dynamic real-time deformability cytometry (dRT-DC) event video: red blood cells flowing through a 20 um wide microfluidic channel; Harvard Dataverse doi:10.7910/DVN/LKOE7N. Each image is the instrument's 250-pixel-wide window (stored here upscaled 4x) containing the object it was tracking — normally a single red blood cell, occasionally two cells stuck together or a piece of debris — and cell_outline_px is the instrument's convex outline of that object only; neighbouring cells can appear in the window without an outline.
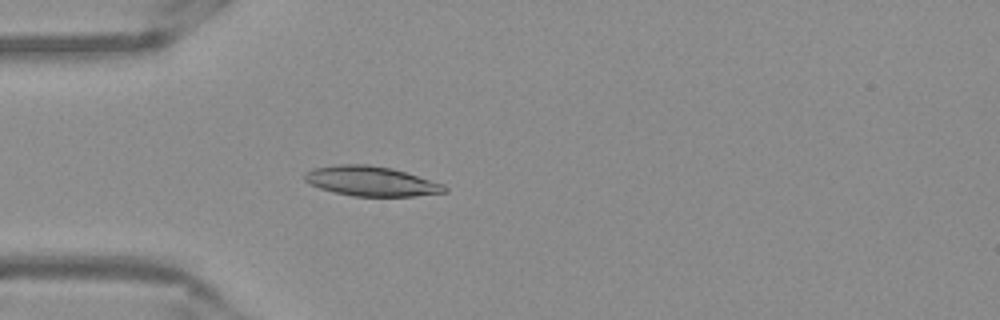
{"species": "Egyptian fruit bat (a non-hibernating species)", "species_latin": "Rousettus aegyptiacus", "temperature_condition": "warm", "stored_images_in_passage": 51, "camera_frame_rate_fps": 3000, "um_per_image_px": 0.085, "frame": {"image": 1, "passage_image": 14, "time_ms": 4.333, "image_size_px": [1000, 320], "cell_outline_px": [[448, 192], [416, 196], [352, 196], [332, 192], [320, 188], [304, 180], [304, 172], [312, 168], [340, 164], [368, 164], [392, 168], [444, 184], [448, 188]], "centroid_in_image_um": [31.55, 15.4], "position_along_channel_um": 53.5, "area_um2": 24.39}}
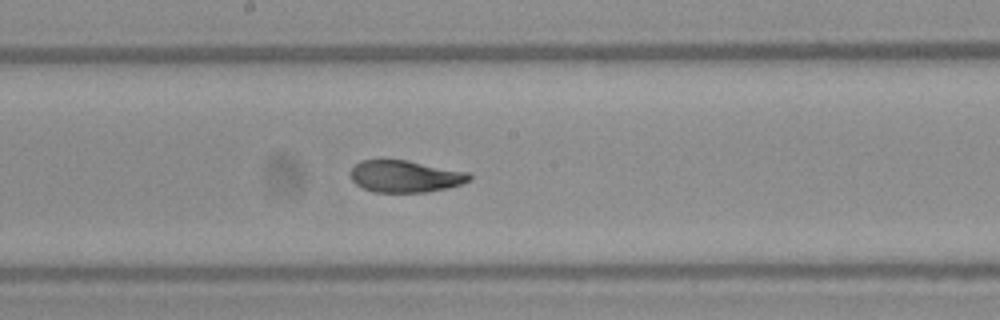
{"frame": {"image": 2, "passage_image": 27, "time_ms": 8.667, "image_size_px": [1000, 320], "cell_outline_px": [[472, 176], [468, 180], [460, 184], [448, 188], [428, 192], [372, 192], [356, 184], [352, 180], [348, 172], [360, 160], [408, 160], [468, 172]], "centroid_in_image_um": [34.41, 14.99], "position_along_channel_um": 213.8, "area_um2": 22.14}}
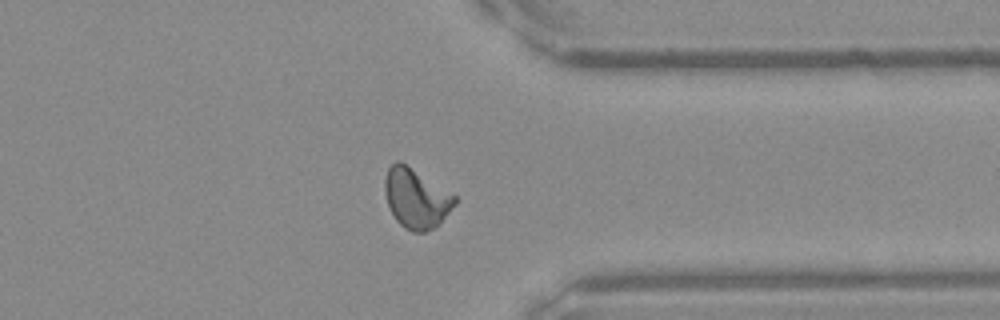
{"frame": {"image": 3, "passage_image": 40, "time_ms": 13.0, "image_size_px": [1000, 320], "cell_outline_px": [[456, 204], [440, 224], [424, 232], [412, 232], [404, 228], [396, 220], [388, 204], [384, 192], [384, 180], [388, 168], [396, 160], [400, 160], [456, 196]], "centroid_in_image_um": [35.36, 16.86], "position_along_channel_um": 376.0, "area_um2": 24.28}, "authors_computed_cell_mechanics": {"area_um2": 23.1778, "velocity_mm_per_s": 3.8608, "shape_relaxation_time_tau1_ms": 4.7801, "shape_relaxation_time_tau2_ms": 0.8678, "deformation_change_tau1": 0.1717, "deformation_change_tau2": 0.0488}}